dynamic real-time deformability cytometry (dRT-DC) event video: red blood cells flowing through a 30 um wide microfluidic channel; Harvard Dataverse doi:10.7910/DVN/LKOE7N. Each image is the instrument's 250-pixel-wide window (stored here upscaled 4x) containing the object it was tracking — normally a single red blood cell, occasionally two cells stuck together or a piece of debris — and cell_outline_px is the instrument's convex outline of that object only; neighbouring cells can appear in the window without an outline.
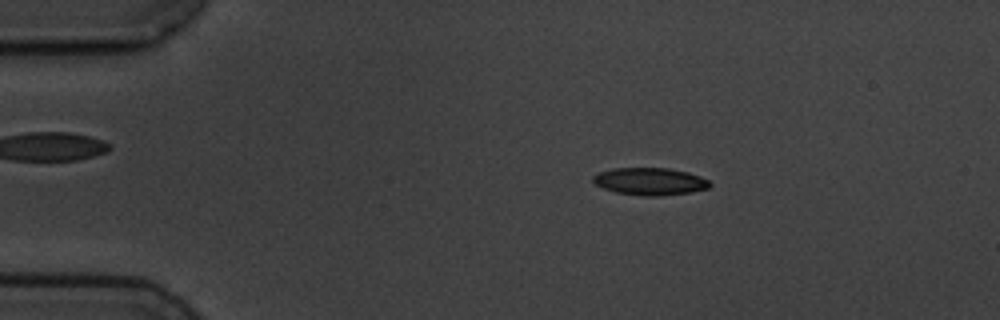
{"species": "common noctule bat (a hibernating species)", "species_latin": "Nyctalus noctula", "temperature_condition": "cold", "stored_images_in_passage": 6, "camera_frame_rate_fps": 3000, "um_per_image_px": 0.085, "animal": {"sex": "male", "body_mass_g": 19.5, "forearm_length_mm": 54.6}, "frame": {"image": 1, "passage_image": 3, "time_ms": 6.0, "image_size_px": [1000, 320], "cell_outline_px": [[712, 184], [708, 188], [692, 192], [660, 196], [644, 196], [616, 192], [604, 188], [596, 184], [592, 180], [592, 176], [600, 172], [612, 168], [668, 168], [688, 172], [700, 176], [708, 180]], "centroid_in_image_um": [55.26, 15.42], "position_along_channel_um": 29.7, "area_um2": 18.61}}
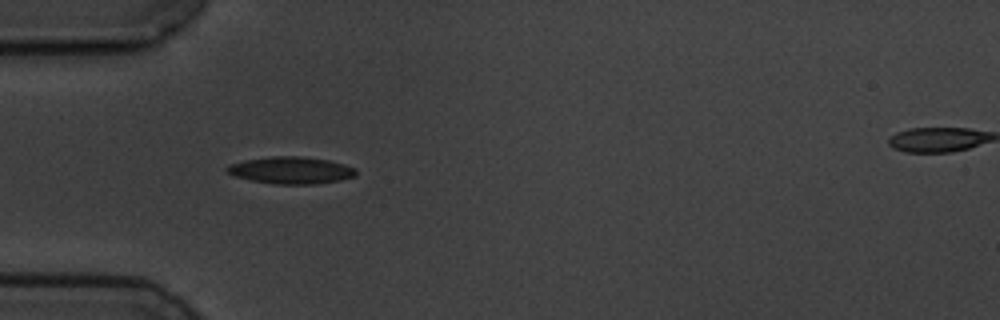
{"frame": {"image": 2, "passage_image": 5, "time_ms": 8.333, "image_size_px": [1000, 320], "cell_outline_px": [[356, 176], [340, 180], [312, 184], [276, 184], [252, 180], [236, 176], [228, 172], [224, 168], [228, 164], [244, 160], [272, 156], [300, 156], [328, 160], [344, 164], [356, 168]], "centroid_in_image_um": [24.73, 14.46], "position_along_channel_um": 60.3, "area_um2": 20.23}}
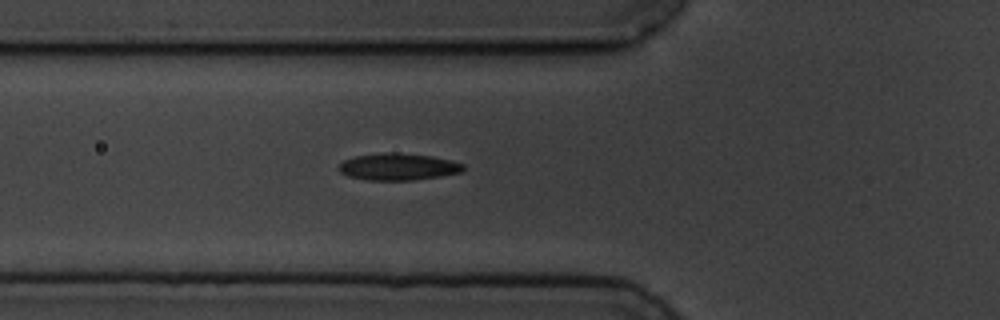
{"frame": {"image": 3, "passage_image": 6, "time_ms": 9.333, "image_size_px": [1000, 320], "cell_outline_px": [[464, 172], [416, 180], [368, 180], [348, 176], [340, 172], [336, 168], [344, 160], [356, 156], [384, 152], [392, 152], [432, 156], [452, 160], [464, 164]], "centroid_in_image_um": [33.86, 14.17], "position_along_channel_um": 91.9, "area_um2": 19.65}}